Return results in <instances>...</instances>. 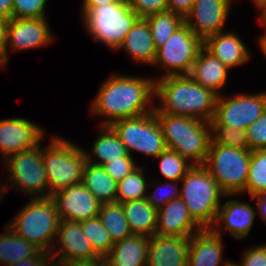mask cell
Here are the masks:
<instances>
[{
	"label": "cell",
	"instance_id": "1",
	"mask_svg": "<svg viewBox=\"0 0 266 266\" xmlns=\"http://www.w3.org/2000/svg\"><path fill=\"white\" fill-rule=\"evenodd\" d=\"M155 80L124 74H113L104 81L90 105L93 116H103L99 126L138 117L154 111Z\"/></svg>",
	"mask_w": 266,
	"mask_h": 266
},
{
	"label": "cell",
	"instance_id": "2",
	"mask_svg": "<svg viewBox=\"0 0 266 266\" xmlns=\"http://www.w3.org/2000/svg\"><path fill=\"white\" fill-rule=\"evenodd\" d=\"M218 95L202 87L189 75H169L155 80V114L190 116L211 122Z\"/></svg>",
	"mask_w": 266,
	"mask_h": 266
},
{
	"label": "cell",
	"instance_id": "3",
	"mask_svg": "<svg viewBox=\"0 0 266 266\" xmlns=\"http://www.w3.org/2000/svg\"><path fill=\"white\" fill-rule=\"evenodd\" d=\"M167 149L176 151L193 165H203L212 140L211 124L190 116L156 114Z\"/></svg>",
	"mask_w": 266,
	"mask_h": 266
},
{
	"label": "cell",
	"instance_id": "4",
	"mask_svg": "<svg viewBox=\"0 0 266 266\" xmlns=\"http://www.w3.org/2000/svg\"><path fill=\"white\" fill-rule=\"evenodd\" d=\"M180 181V198L192 218L203 229L213 226L222 203L221 198L235 196L226 195L203 165H193Z\"/></svg>",
	"mask_w": 266,
	"mask_h": 266
},
{
	"label": "cell",
	"instance_id": "5",
	"mask_svg": "<svg viewBox=\"0 0 266 266\" xmlns=\"http://www.w3.org/2000/svg\"><path fill=\"white\" fill-rule=\"evenodd\" d=\"M8 225L17 236L34 244L41 251L51 253L61 218L51 197L31 198Z\"/></svg>",
	"mask_w": 266,
	"mask_h": 266
},
{
	"label": "cell",
	"instance_id": "6",
	"mask_svg": "<svg viewBox=\"0 0 266 266\" xmlns=\"http://www.w3.org/2000/svg\"><path fill=\"white\" fill-rule=\"evenodd\" d=\"M81 16L88 35L114 51L139 19L127 0L103 6H82Z\"/></svg>",
	"mask_w": 266,
	"mask_h": 266
},
{
	"label": "cell",
	"instance_id": "7",
	"mask_svg": "<svg viewBox=\"0 0 266 266\" xmlns=\"http://www.w3.org/2000/svg\"><path fill=\"white\" fill-rule=\"evenodd\" d=\"M49 197L71 185L82 183L83 170L87 162L85 149L53 135L49 144L42 147Z\"/></svg>",
	"mask_w": 266,
	"mask_h": 266
},
{
	"label": "cell",
	"instance_id": "8",
	"mask_svg": "<svg viewBox=\"0 0 266 266\" xmlns=\"http://www.w3.org/2000/svg\"><path fill=\"white\" fill-rule=\"evenodd\" d=\"M250 149L215 144L212 140L203 166L226 195L246 194Z\"/></svg>",
	"mask_w": 266,
	"mask_h": 266
},
{
	"label": "cell",
	"instance_id": "9",
	"mask_svg": "<svg viewBox=\"0 0 266 266\" xmlns=\"http://www.w3.org/2000/svg\"><path fill=\"white\" fill-rule=\"evenodd\" d=\"M110 127L132 157V151H136L156 158L167 149L162 128L154 111L115 121Z\"/></svg>",
	"mask_w": 266,
	"mask_h": 266
},
{
	"label": "cell",
	"instance_id": "10",
	"mask_svg": "<svg viewBox=\"0 0 266 266\" xmlns=\"http://www.w3.org/2000/svg\"><path fill=\"white\" fill-rule=\"evenodd\" d=\"M41 144L42 142L34 148L10 155L3 161L10 186L31 198L49 197Z\"/></svg>",
	"mask_w": 266,
	"mask_h": 266
},
{
	"label": "cell",
	"instance_id": "11",
	"mask_svg": "<svg viewBox=\"0 0 266 266\" xmlns=\"http://www.w3.org/2000/svg\"><path fill=\"white\" fill-rule=\"evenodd\" d=\"M204 47V41L184 23L157 49L153 66L165 69L163 76L188 75Z\"/></svg>",
	"mask_w": 266,
	"mask_h": 266
},
{
	"label": "cell",
	"instance_id": "12",
	"mask_svg": "<svg viewBox=\"0 0 266 266\" xmlns=\"http://www.w3.org/2000/svg\"><path fill=\"white\" fill-rule=\"evenodd\" d=\"M219 95L211 125L246 130L266 109V91L255 94Z\"/></svg>",
	"mask_w": 266,
	"mask_h": 266
},
{
	"label": "cell",
	"instance_id": "13",
	"mask_svg": "<svg viewBox=\"0 0 266 266\" xmlns=\"http://www.w3.org/2000/svg\"><path fill=\"white\" fill-rule=\"evenodd\" d=\"M53 35L47 17L10 19L7 25L4 49V67L9 63V50L14 53L43 47L55 39Z\"/></svg>",
	"mask_w": 266,
	"mask_h": 266
},
{
	"label": "cell",
	"instance_id": "14",
	"mask_svg": "<svg viewBox=\"0 0 266 266\" xmlns=\"http://www.w3.org/2000/svg\"><path fill=\"white\" fill-rule=\"evenodd\" d=\"M56 240L50 253L51 259L59 262L82 263L103 261L84 235L80 222L61 220Z\"/></svg>",
	"mask_w": 266,
	"mask_h": 266
},
{
	"label": "cell",
	"instance_id": "15",
	"mask_svg": "<svg viewBox=\"0 0 266 266\" xmlns=\"http://www.w3.org/2000/svg\"><path fill=\"white\" fill-rule=\"evenodd\" d=\"M26 118L0 120V153L2 161L8 156L34 148L45 137L44 129Z\"/></svg>",
	"mask_w": 266,
	"mask_h": 266
},
{
	"label": "cell",
	"instance_id": "16",
	"mask_svg": "<svg viewBox=\"0 0 266 266\" xmlns=\"http://www.w3.org/2000/svg\"><path fill=\"white\" fill-rule=\"evenodd\" d=\"M232 4L233 0H195L184 21L204 41L223 31Z\"/></svg>",
	"mask_w": 266,
	"mask_h": 266
},
{
	"label": "cell",
	"instance_id": "17",
	"mask_svg": "<svg viewBox=\"0 0 266 266\" xmlns=\"http://www.w3.org/2000/svg\"><path fill=\"white\" fill-rule=\"evenodd\" d=\"M61 220L81 222L98 216L101 203L82 184L71 185L51 195Z\"/></svg>",
	"mask_w": 266,
	"mask_h": 266
},
{
	"label": "cell",
	"instance_id": "18",
	"mask_svg": "<svg viewBox=\"0 0 266 266\" xmlns=\"http://www.w3.org/2000/svg\"><path fill=\"white\" fill-rule=\"evenodd\" d=\"M255 209L248 202L244 203L236 199L228 200L220 206L216 220L210 229L215 234L222 236L221 228H223L237 240L249 237L255 217L258 215Z\"/></svg>",
	"mask_w": 266,
	"mask_h": 266
},
{
	"label": "cell",
	"instance_id": "19",
	"mask_svg": "<svg viewBox=\"0 0 266 266\" xmlns=\"http://www.w3.org/2000/svg\"><path fill=\"white\" fill-rule=\"evenodd\" d=\"M202 230L181 198L172 200L157 210V235L191 237Z\"/></svg>",
	"mask_w": 266,
	"mask_h": 266
},
{
	"label": "cell",
	"instance_id": "20",
	"mask_svg": "<svg viewBox=\"0 0 266 266\" xmlns=\"http://www.w3.org/2000/svg\"><path fill=\"white\" fill-rule=\"evenodd\" d=\"M190 237H149L147 266H187Z\"/></svg>",
	"mask_w": 266,
	"mask_h": 266
},
{
	"label": "cell",
	"instance_id": "21",
	"mask_svg": "<svg viewBox=\"0 0 266 266\" xmlns=\"http://www.w3.org/2000/svg\"><path fill=\"white\" fill-rule=\"evenodd\" d=\"M222 240V236L211 229H203L192 235L189 240L187 266H228L232 261L223 260Z\"/></svg>",
	"mask_w": 266,
	"mask_h": 266
},
{
	"label": "cell",
	"instance_id": "22",
	"mask_svg": "<svg viewBox=\"0 0 266 266\" xmlns=\"http://www.w3.org/2000/svg\"><path fill=\"white\" fill-rule=\"evenodd\" d=\"M204 48L218 58L228 69L246 64L251 52L238 34L222 31L204 40Z\"/></svg>",
	"mask_w": 266,
	"mask_h": 266
},
{
	"label": "cell",
	"instance_id": "23",
	"mask_svg": "<svg viewBox=\"0 0 266 266\" xmlns=\"http://www.w3.org/2000/svg\"><path fill=\"white\" fill-rule=\"evenodd\" d=\"M229 70L203 47L188 75L202 87L212 90L219 96L223 94L220 91L227 84Z\"/></svg>",
	"mask_w": 266,
	"mask_h": 266
},
{
	"label": "cell",
	"instance_id": "24",
	"mask_svg": "<svg viewBox=\"0 0 266 266\" xmlns=\"http://www.w3.org/2000/svg\"><path fill=\"white\" fill-rule=\"evenodd\" d=\"M149 237L132 234L115 242L103 258V266H147Z\"/></svg>",
	"mask_w": 266,
	"mask_h": 266
},
{
	"label": "cell",
	"instance_id": "25",
	"mask_svg": "<svg viewBox=\"0 0 266 266\" xmlns=\"http://www.w3.org/2000/svg\"><path fill=\"white\" fill-rule=\"evenodd\" d=\"M120 49L127 52L128 56L132 57L136 63L153 66L157 49L145 18H139L135 22L117 51Z\"/></svg>",
	"mask_w": 266,
	"mask_h": 266
},
{
	"label": "cell",
	"instance_id": "26",
	"mask_svg": "<svg viewBox=\"0 0 266 266\" xmlns=\"http://www.w3.org/2000/svg\"><path fill=\"white\" fill-rule=\"evenodd\" d=\"M121 204L132 234L151 237L156 233L157 210L146 198Z\"/></svg>",
	"mask_w": 266,
	"mask_h": 266
},
{
	"label": "cell",
	"instance_id": "27",
	"mask_svg": "<svg viewBox=\"0 0 266 266\" xmlns=\"http://www.w3.org/2000/svg\"><path fill=\"white\" fill-rule=\"evenodd\" d=\"M85 151L87 162L94 165H103L119 157H132L110 126H99V133L91 147V154L88 153L89 151ZM95 157L99 161H94Z\"/></svg>",
	"mask_w": 266,
	"mask_h": 266
},
{
	"label": "cell",
	"instance_id": "28",
	"mask_svg": "<svg viewBox=\"0 0 266 266\" xmlns=\"http://www.w3.org/2000/svg\"><path fill=\"white\" fill-rule=\"evenodd\" d=\"M82 184L101 204L116 202L117 182L101 165L86 162L83 170Z\"/></svg>",
	"mask_w": 266,
	"mask_h": 266
},
{
	"label": "cell",
	"instance_id": "29",
	"mask_svg": "<svg viewBox=\"0 0 266 266\" xmlns=\"http://www.w3.org/2000/svg\"><path fill=\"white\" fill-rule=\"evenodd\" d=\"M4 229L5 233L0 234V266L35 256L40 251L34 244L17 236L8 224Z\"/></svg>",
	"mask_w": 266,
	"mask_h": 266
},
{
	"label": "cell",
	"instance_id": "30",
	"mask_svg": "<svg viewBox=\"0 0 266 266\" xmlns=\"http://www.w3.org/2000/svg\"><path fill=\"white\" fill-rule=\"evenodd\" d=\"M98 217L113 243L132 235L121 203L102 204Z\"/></svg>",
	"mask_w": 266,
	"mask_h": 266
},
{
	"label": "cell",
	"instance_id": "31",
	"mask_svg": "<svg viewBox=\"0 0 266 266\" xmlns=\"http://www.w3.org/2000/svg\"><path fill=\"white\" fill-rule=\"evenodd\" d=\"M149 24L155 48L165 44L167 39L184 23V18L170 11L156 13L145 18Z\"/></svg>",
	"mask_w": 266,
	"mask_h": 266
},
{
	"label": "cell",
	"instance_id": "32",
	"mask_svg": "<svg viewBox=\"0 0 266 266\" xmlns=\"http://www.w3.org/2000/svg\"><path fill=\"white\" fill-rule=\"evenodd\" d=\"M145 169L144 166L141 167L139 165L121 181L117 182V203L146 198L149 183L147 178H145Z\"/></svg>",
	"mask_w": 266,
	"mask_h": 266
},
{
	"label": "cell",
	"instance_id": "33",
	"mask_svg": "<svg viewBox=\"0 0 266 266\" xmlns=\"http://www.w3.org/2000/svg\"><path fill=\"white\" fill-rule=\"evenodd\" d=\"M264 190H266V149H256L251 153L246 194L254 197Z\"/></svg>",
	"mask_w": 266,
	"mask_h": 266
},
{
	"label": "cell",
	"instance_id": "34",
	"mask_svg": "<svg viewBox=\"0 0 266 266\" xmlns=\"http://www.w3.org/2000/svg\"><path fill=\"white\" fill-rule=\"evenodd\" d=\"M159 170L166 180L180 181L193 167L186 158L176 151L166 149L158 157Z\"/></svg>",
	"mask_w": 266,
	"mask_h": 266
},
{
	"label": "cell",
	"instance_id": "35",
	"mask_svg": "<svg viewBox=\"0 0 266 266\" xmlns=\"http://www.w3.org/2000/svg\"><path fill=\"white\" fill-rule=\"evenodd\" d=\"M84 235L91 242L94 250L104 258L112 249L114 243L109 237L107 229L98 216L80 222Z\"/></svg>",
	"mask_w": 266,
	"mask_h": 266
},
{
	"label": "cell",
	"instance_id": "36",
	"mask_svg": "<svg viewBox=\"0 0 266 266\" xmlns=\"http://www.w3.org/2000/svg\"><path fill=\"white\" fill-rule=\"evenodd\" d=\"M211 137L215 144L249 149L246 130L243 129H233L225 125H211Z\"/></svg>",
	"mask_w": 266,
	"mask_h": 266
},
{
	"label": "cell",
	"instance_id": "37",
	"mask_svg": "<svg viewBox=\"0 0 266 266\" xmlns=\"http://www.w3.org/2000/svg\"><path fill=\"white\" fill-rule=\"evenodd\" d=\"M180 181H171L166 180V182H161L160 184L155 183V181L150 182L154 187V192L147 193L146 200L156 209H161L166 203L180 198ZM169 188V189H168Z\"/></svg>",
	"mask_w": 266,
	"mask_h": 266
},
{
	"label": "cell",
	"instance_id": "38",
	"mask_svg": "<svg viewBox=\"0 0 266 266\" xmlns=\"http://www.w3.org/2000/svg\"><path fill=\"white\" fill-rule=\"evenodd\" d=\"M48 0H13V18H46Z\"/></svg>",
	"mask_w": 266,
	"mask_h": 266
},
{
	"label": "cell",
	"instance_id": "39",
	"mask_svg": "<svg viewBox=\"0 0 266 266\" xmlns=\"http://www.w3.org/2000/svg\"><path fill=\"white\" fill-rule=\"evenodd\" d=\"M247 142L249 149H266V109L247 129Z\"/></svg>",
	"mask_w": 266,
	"mask_h": 266
},
{
	"label": "cell",
	"instance_id": "40",
	"mask_svg": "<svg viewBox=\"0 0 266 266\" xmlns=\"http://www.w3.org/2000/svg\"><path fill=\"white\" fill-rule=\"evenodd\" d=\"M104 170L116 181H121L138 167L133 157H119L101 165Z\"/></svg>",
	"mask_w": 266,
	"mask_h": 266
},
{
	"label": "cell",
	"instance_id": "41",
	"mask_svg": "<svg viewBox=\"0 0 266 266\" xmlns=\"http://www.w3.org/2000/svg\"><path fill=\"white\" fill-rule=\"evenodd\" d=\"M139 18H146L168 9V0H127Z\"/></svg>",
	"mask_w": 266,
	"mask_h": 266
},
{
	"label": "cell",
	"instance_id": "42",
	"mask_svg": "<svg viewBox=\"0 0 266 266\" xmlns=\"http://www.w3.org/2000/svg\"><path fill=\"white\" fill-rule=\"evenodd\" d=\"M254 246L244 251L237 266H266V244Z\"/></svg>",
	"mask_w": 266,
	"mask_h": 266
},
{
	"label": "cell",
	"instance_id": "43",
	"mask_svg": "<svg viewBox=\"0 0 266 266\" xmlns=\"http://www.w3.org/2000/svg\"><path fill=\"white\" fill-rule=\"evenodd\" d=\"M51 259V254L45 251H39L35 256L23 259L18 262L10 263L6 266H45Z\"/></svg>",
	"mask_w": 266,
	"mask_h": 266
},
{
	"label": "cell",
	"instance_id": "44",
	"mask_svg": "<svg viewBox=\"0 0 266 266\" xmlns=\"http://www.w3.org/2000/svg\"><path fill=\"white\" fill-rule=\"evenodd\" d=\"M195 0H168L167 11L182 16L184 19L190 13Z\"/></svg>",
	"mask_w": 266,
	"mask_h": 266
},
{
	"label": "cell",
	"instance_id": "45",
	"mask_svg": "<svg viewBox=\"0 0 266 266\" xmlns=\"http://www.w3.org/2000/svg\"><path fill=\"white\" fill-rule=\"evenodd\" d=\"M9 20L0 16V67L4 68V49L6 45L7 25Z\"/></svg>",
	"mask_w": 266,
	"mask_h": 266
},
{
	"label": "cell",
	"instance_id": "46",
	"mask_svg": "<svg viewBox=\"0 0 266 266\" xmlns=\"http://www.w3.org/2000/svg\"><path fill=\"white\" fill-rule=\"evenodd\" d=\"M251 199H255L257 214L259 213L261 220L266 224V190L261 191L256 196L251 197Z\"/></svg>",
	"mask_w": 266,
	"mask_h": 266
},
{
	"label": "cell",
	"instance_id": "47",
	"mask_svg": "<svg viewBox=\"0 0 266 266\" xmlns=\"http://www.w3.org/2000/svg\"><path fill=\"white\" fill-rule=\"evenodd\" d=\"M0 16L7 20L13 18V0H0Z\"/></svg>",
	"mask_w": 266,
	"mask_h": 266
},
{
	"label": "cell",
	"instance_id": "48",
	"mask_svg": "<svg viewBox=\"0 0 266 266\" xmlns=\"http://www.w3.org/2000/svg\"><path fill=\"white\" fill-rule=\"evenodd\" d=\"M124 0H83L82 6H103L109 3H120Z\"/></svg>",
	"mask_w": 266,
	"mask_h": 266
},
{
	"label": "cell",
	"instance_id": "49",
	"mask_svg": "<svg viewBox=\"0 0 266 266\" xmlns=\"http://www.w3.org/2000/svg\"><path fill=\"white\" fill-rule=\"evenodd\" d=\"M63 266H103V264L102 261H96L93 263L63 262Z\"/></svg>",
	"mask_w": 266,
	"mask_h": 266
},
{
	"label": "cell",
	"instance_id": "50",
	"mask_svg": "<svg viewBox=\"0 0 266 266\" xmlns=\"http://www.w3.org/2000/svg\"><path fill=\"white\" fill-rule=\"evenodd\" d=\"M259 11H261V12H260V15L258 17V22L261 23L260 25L266 31V3H265V5ZM263 35H266V32Z\"/></svg>",
	"mask_w": 266,
	"mask_h": 266
},
{
	"label": "cell",
	"instance_id": "51",
	"mask_svg": "<svg viewBox=\"0 0 266 266\" xmlns=\"http://www.w3.org/2000/svg\"><path fill=\"white\" fill-rule=\"evenodd\" d=\"M258 46L262 50L265 58H266V35H261L258 40ZM266 60V59H265Z\"/></svg>",
	"mask_w": 266,
	"mask_h": 266
},
{
	"label": "cell",
	"instance_id": "52",
	"mask_svg": "<svg viewBox=\"0 0 266 266\" xmlns=\"http://www.w3.org/2000/svg\"><path fill=\"white\" fill-rule=\"evenodd\" d=\"M251 2L256 6L257 10H260L265 5L266 0H252Z\"/></svg>",
	"mask_w": 266,
	"mask_h": 266
},
{
	"label": "cell",
	"instance_id": "53",
	"mask_svg": "<svg viewBox=\"0 0 266 266\" xmlns=\"http://www.w3.org/2000/svg\"><path fill=\"white\" fill-rule=\"evenodd\" d=\"M45 266H63V262L56 261L54 259H50Z\"/></svg>",
	"mask_w": 266,
	"mask_h": 266
},
{
	"label": "cell",
	"instance_id": "54",
	"mask_svg": "<svg viewBox=\"0 0 266 266\" xmlns=\"http://www.w3.org/2000/svg\"><path fill=\"white\" fill-rule=\"evenodd\" d=\"M2 186H3V185H0V201L4 200V199H3L4 196H5L4 194H5V192L8 191L7 188H6V187H7L6 185H5V187H4V186L2 187ZM4 188H5L6 190H5ZM3 190H4V191H3Z\"/></svg>",
	"mask_w": 266,
	"mask_h": 266
},
{
	"label": "cell",
	"instance_id": "55",
	"mask_svg": "<svg viewBox=\"0 0 266 266\" xmlns=\"http://www.w3.org/2000/svg\"><path fill=\"white\" fill-rule=\"evenodd\" d=\"M228 266H237V265L235 264V261H234V262H231Z\"/></svg>",
	"mask_w": 266,
	"mask_h": 266
}]
</instances>
